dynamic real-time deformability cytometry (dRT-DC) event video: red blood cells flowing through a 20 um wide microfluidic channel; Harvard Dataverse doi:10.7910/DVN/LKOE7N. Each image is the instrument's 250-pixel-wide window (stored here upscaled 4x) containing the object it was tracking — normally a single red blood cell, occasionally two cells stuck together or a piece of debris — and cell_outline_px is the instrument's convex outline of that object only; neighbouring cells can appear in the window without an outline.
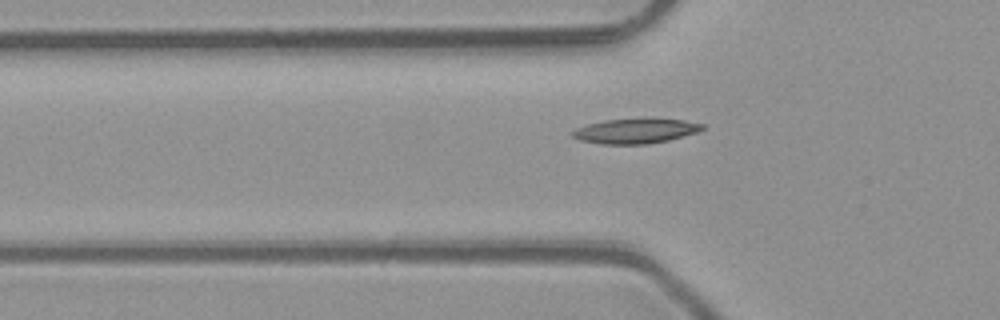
{"species": "common noctule bat (a hibernating species)", "species_latin": "Nyctalus noctula", "temperature_condition": "room temperature", "stored_images_in_passage": 37, "camera_frame_rate_fps": 3000, "um_per_image_px": 0.085, "animal": {"sex": "male", "body_mass_g": 23.1, "forearm_length_mm": 52.7}, "frame": {"image": 1, "passage_image": 4, "time_ms": 1.0, "image_size_px": [1000, 320], "cell_outline_px": [[704, 128], [700, 132], [668, 140], [648, 144], [600, 144], [580, 140], [572, 136], [572, 132], [576, 128], [588, 124], [604, 120], [684, 120], [704, 124]], "centroid_in_image_um": [54.02, 11.16], "position_along_channel_um": 71.8, "area_um2": 18.38}}
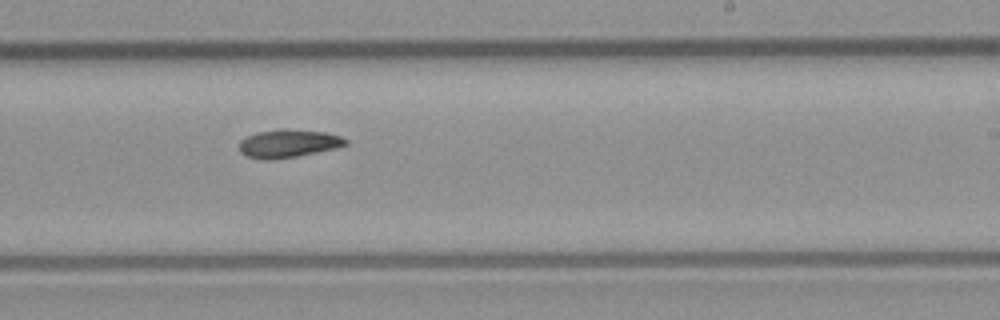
{"frame": {"image": 2, "passage_image": 18, "time_ms": 5.667, "image_size_px": [1000, 320], "cell_outline_px": [[348, 144], [336, 148], [296, 156], [272, 160], [260, 160], [248, 156], [240, 152], [240, 140], [256, 132], [276, 128], [284, 128], [324, 132], [340, 136], [348, 140]], "centroid_in_image_um": [24.49, 12.19], "position_along_channel_um": 264.5, "area_um2": 17.51}}
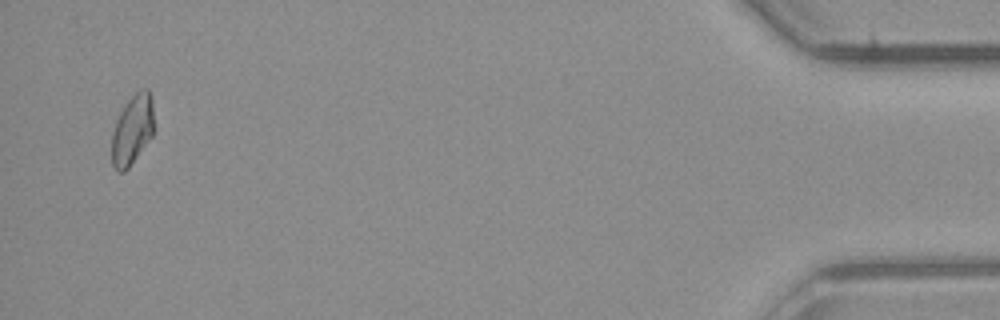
{"frame": {"image": 3, "passage_image": 36, "time_ms": 11.667, "image_size_px": [1000, 320], "cell_outline_px": [[152, 136], [128, 168], [124, 172], [116, 172], [112, 164], [112, 132], [116, 120], [124, 104], [140, 88], [148, 88], [152, 96]], "centroid_in_image_um": [11.23, 11.02], "position_along_channel_um": 424.0, "area_um2": 17.11}}